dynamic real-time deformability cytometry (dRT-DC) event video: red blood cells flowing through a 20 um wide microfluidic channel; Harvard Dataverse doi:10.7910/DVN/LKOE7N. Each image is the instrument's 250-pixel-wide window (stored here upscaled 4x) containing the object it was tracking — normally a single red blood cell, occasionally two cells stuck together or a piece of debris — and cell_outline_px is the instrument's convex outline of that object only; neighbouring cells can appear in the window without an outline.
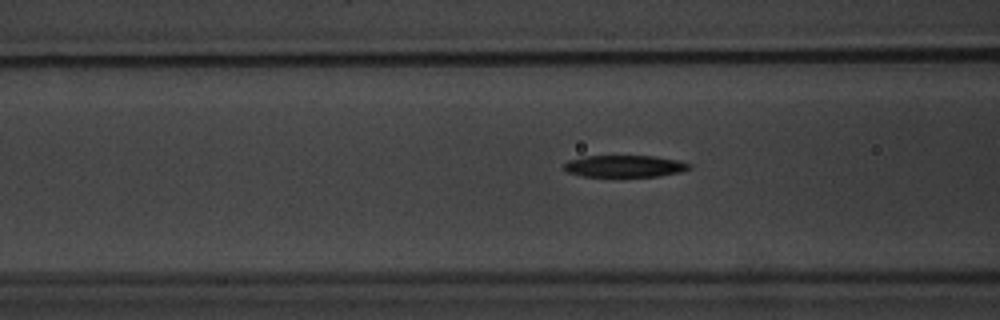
{"species": "common noctule bat (a hibernating species)", "species_latin": "Nyctalus noctula", "temperature_condition": "warm", "stored_images_in_passage": 48, "camera_frame_rate_fps": 3000, "um_per_image_px": 0.085, "animal": {"sex": "male", "body_mass_g": 20.1, "forearm_length_mm": 53.5}, "frame": {"image": 1, "passage_image": 22, "time_ms": 7.0, "image_size_px": [1000, 320], "cell_outline_px": [[692, 168], [680, 172], [656, 176], [584, 176], [568, 172], [564, 168], [564, 164], [568, 160], [584, 156], [652, 156], [680, 160], [692, 164]], "centroid_in_image_um": [53.13, 14.11], "position_along_channel_um": 113.5, "area_um2": 15.9}}
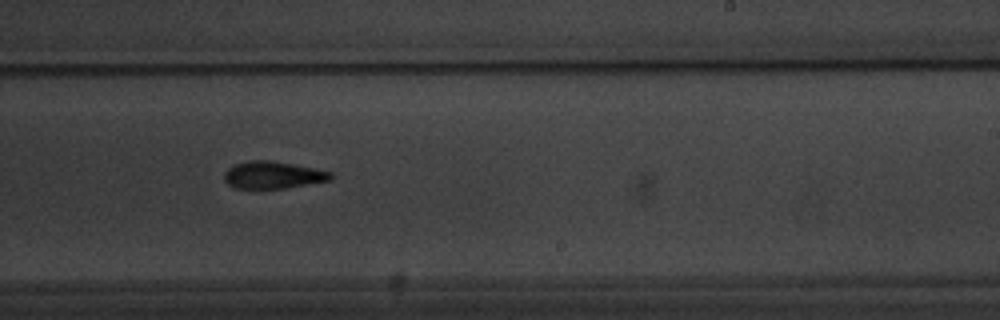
{"frame": {"image": 2, "passage_image": 34, "time_ms": 11.0, "image_size_px": [1000, 320], "cell_outline_px": [[336, 176], [332, 180], [284, 188], [236, 188], [228, 184], [224, 180], [224, 172], [228, 168], [236, 164], [248, 160], [272, 160], [316, 168], [332, 172]], "centroid_in_image_um": [23.24, 14.86], "position_along_channel_um": 265.8, "area_um2": 17.05}}
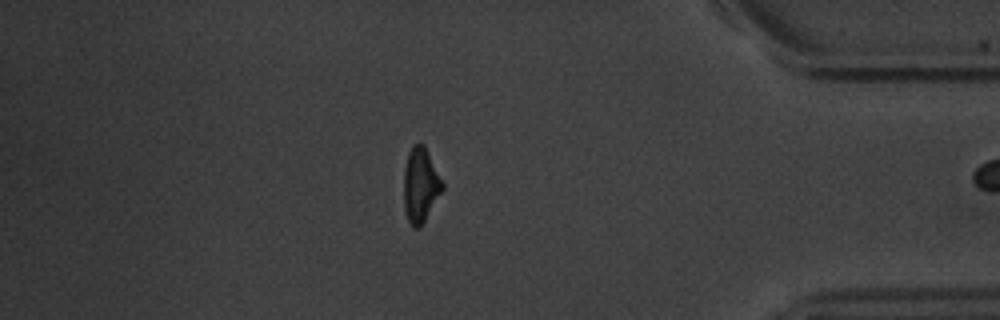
{"frame": {"image": 3, "passage_image": 47, "time_ms": 15.333, "image_size_px": [1000, 320], "cell_outline_px": [[444, 188], [420, 228], [412, 228], [408, 220], [404, 208], [404, 168], [408, 152], [412, 144], [424, 144], [444, 184]], "centroid_in_image_um": [35.73, 15.73], "position_along_channel_um": 399.5, "area_um2": 16.82}}